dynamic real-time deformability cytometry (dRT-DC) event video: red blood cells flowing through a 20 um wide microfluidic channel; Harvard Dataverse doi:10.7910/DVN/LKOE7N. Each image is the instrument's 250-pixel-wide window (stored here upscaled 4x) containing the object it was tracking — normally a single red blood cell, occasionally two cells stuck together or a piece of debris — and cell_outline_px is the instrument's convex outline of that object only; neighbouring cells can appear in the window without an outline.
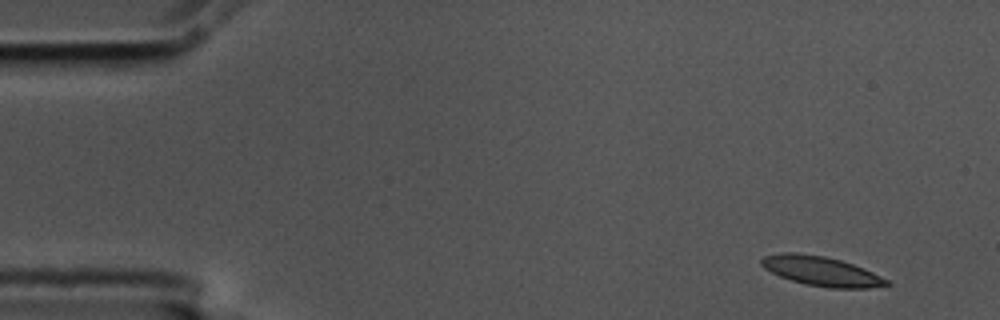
{"species": "common noctule bat (a hibernating species)", "species_latin": "Nyctalus noctula", "temperature_condition": "cold", "stored_images_in_passage": 6, "camera_frame_rate_fps": 3000, "um_per_image_px": 0.085, "animal": {"sex": "male", "body_mass_g": 17.5, "forearm_length_mm": 52.3}, "frame": {"image": 1, "passage_image": 1, "time_ms": 0.0, "image_size_px": [1000, 320], "cell_outline_px": [[892, 284], [868, 288], [828, 288], [804, 284], [780, 276], [764, 268], [760, 264], [760, 260], [764, 256], [780, 252], [796, 252], [824, 256], [840, 260], [852, 264], [872, 272], [888, 280]], "centroid_in_image_um": [69.78, 23.04], "position_along_channel_um": 15.2, "area_um2": 21.44}}
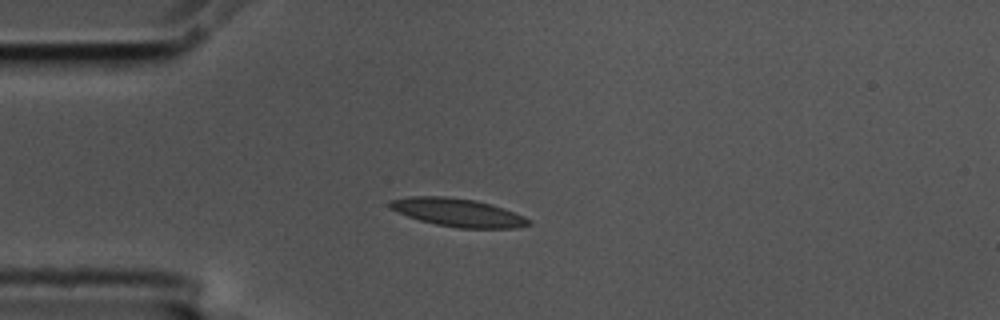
{"frame": {"image": 2, "passage_image": 4, "time_ms": 1.0, "image_size_px": [1000, 320], "cell_outline_px": [[532, 224], [516, 228], [460, 228], [436, 224], [420, 220], [408, 216], [388, 208], [388, 204], [392, 200], [408, 196], [444, 196], [476, 200], [492, 204], [504, 208], [524, 216], [532, 220]], "centroid_in_image_um": [38.95, 18.06], "position_along_channel_um": 46.1, "area_um2": 22.83}}
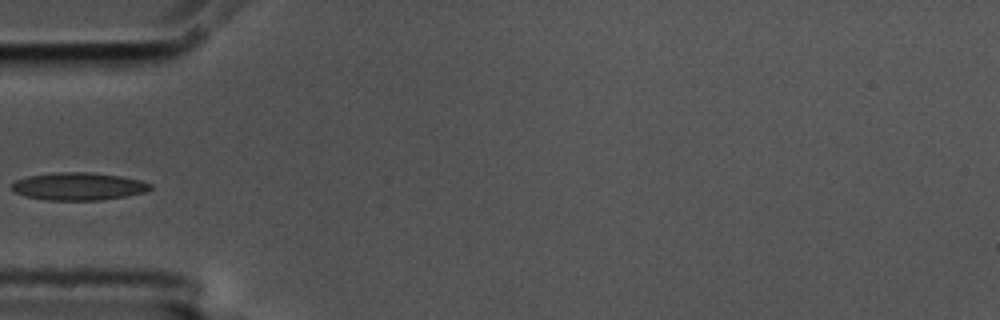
{"frame": {"image": 3, "passage_image": 5, "time_ms": 1.333, "image_size_px": [1000, 320], "cell_outline_px": [[152, 188], [144, 192], [124, 196], [100, 200], [48, 200], [24, 196], [12, 192], [12, 184], [16, 180], [28, 176], [52, 172], [92, 172], [120, 176], [140, 180], [152, 184]], "centroid_in_image_um": [6.64, 15.83], "position_along_channel_um": 78.4, "area_um2": 22.37}}